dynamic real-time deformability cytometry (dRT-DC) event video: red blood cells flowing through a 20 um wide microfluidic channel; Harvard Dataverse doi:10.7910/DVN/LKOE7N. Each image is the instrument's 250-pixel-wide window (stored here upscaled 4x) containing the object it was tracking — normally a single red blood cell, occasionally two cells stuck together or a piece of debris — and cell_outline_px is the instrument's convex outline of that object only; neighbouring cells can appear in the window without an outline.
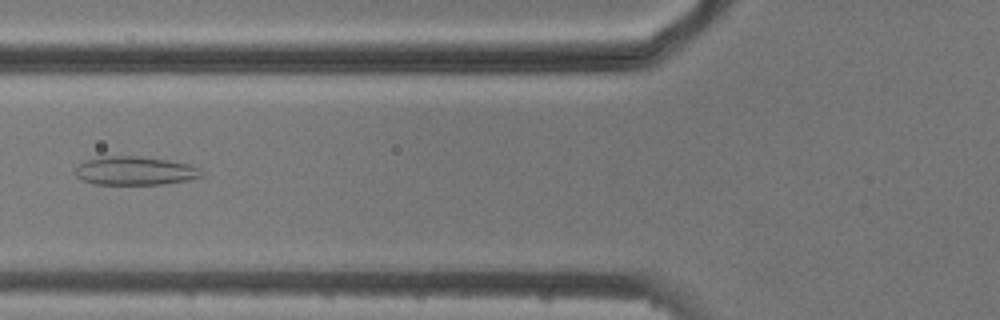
{"species": "common noctule bat (a hibernating species)", "species_latin": "Nyctalus noctula", "temperature_condition": "cold", "stored_images_in_passage": 8, "camera_frame_rate_fps": 3000, "um_per_image_px": 0.085, "animal": {"sex": "male", "body_mass_g": 20.5, "forearm_length_mm": 52.5}, "frame": {"image": 1, "passage_image": 6, "time_ms": 6.0, "image_size_px": [1000, 320], "cell_outline_px": [[204, 176], [188, 180], [164, 184], [96, 184], [84, 180], [76, 176], [76, 168], [80, 164], [88, 160], [104, 156], [140, 156], [168, 160], [188, 164], [200, 168]], "centroid_in_image_um": [11.52, 14.52], "position_along_channel_um": 114.3, "area_um2": 20.87}}
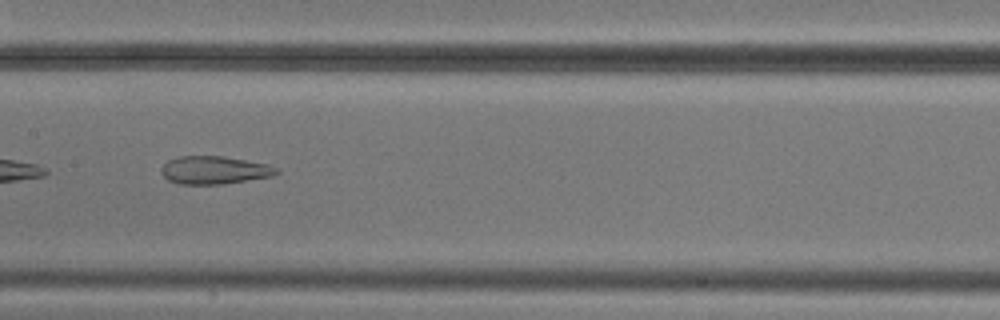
{"frame": {"image": 2, "passage_image": 8, "time_ms": 8.0, "image_size_px": [1000, 320], "cell_outline_px": [[280, 172], [272, 176], [220, 184], [180, 184], [168, 180], [160, 172], [160, 168], [168, 160], [180, 156], [224, 156], [268, 164], [276, 168]], "centroid_in_image_um": [18.19, 14.45], "position_along_channel_um": 189.2, "area_um2": 18.67}}